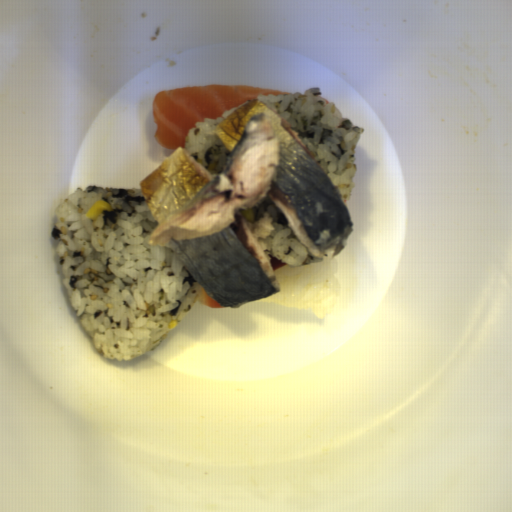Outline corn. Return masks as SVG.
<instances>
[{
	"label": "corn",
	"mask_w": 512,
	"mask_h": 512,
	"mask_svg": "<svg viewBox=\"0 0 512 512\" xmlns=\"http://www.w3.org/2000/svg\"><path fill=\"white\" fill-rule=\"evenodd\" d=\"M178 325V320H172L168 323V329L169 330H173L174 328H176Z\"/></svg>",
	"instance_id": "f1292c28"
},
{
	"label": "corn",
	"mask_w": 512,
	"mask_h": 512,
	"mask_svg": "<svg viewBox=\"0 0 512 512\" xmlns=\"http://www.w3.org/2000/svg\"><path fill=\"white\" fill-rule=\"evenodd\" d=\"M112 211L111 204L105 200H96L94 204L85 212V217L97 219L103 212Z\"/></svg>",
	"instance_id": "51d56268"
}]
</instances>
